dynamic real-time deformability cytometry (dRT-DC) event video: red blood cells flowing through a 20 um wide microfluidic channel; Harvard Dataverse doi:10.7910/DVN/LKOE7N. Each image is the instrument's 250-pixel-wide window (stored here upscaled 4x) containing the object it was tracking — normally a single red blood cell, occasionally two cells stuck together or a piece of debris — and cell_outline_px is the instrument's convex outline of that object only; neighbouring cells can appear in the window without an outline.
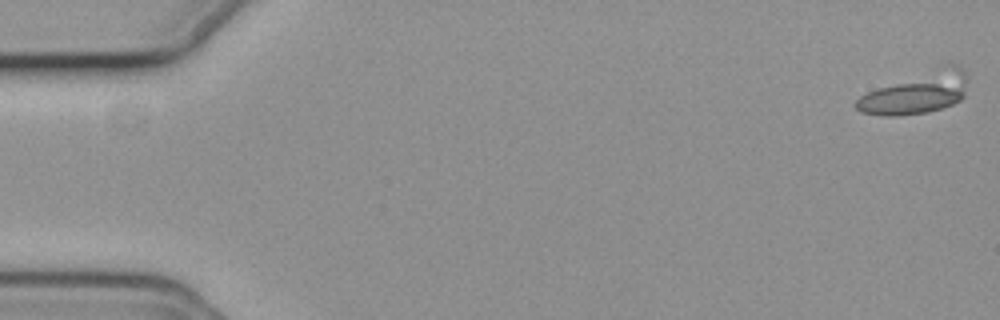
{"species": "common noctule bat (a hibernating species)", "species_latin": "Nyctalus noctula", "temperature_condition": "cold", "stored_images_in_passage": 19, "camera_frame_rate_fps": 3000, "um_per_image_px": 0.085, "animal": {"sex": "female", "body_mass_g": 19.3, "forearm_length_mm": 54.1}, "frame": {"image": 1, "passage_image": 1, "time_ms": 0.0, "image_size_px": [1000, 320], "cell_outline_px": [[968, 80], [964, 96], [960, 100], [952, 104], [928, 112], [900, 116], [884, 116], [860, 112], [852, 104], [860, 96], [876, 88], [948, 64], [960, 64], [968, 76]], "centroid_in_image_um": [77.9, 7.91], "position_along_channel_um": 7.1, "area_um2": 26.93}}
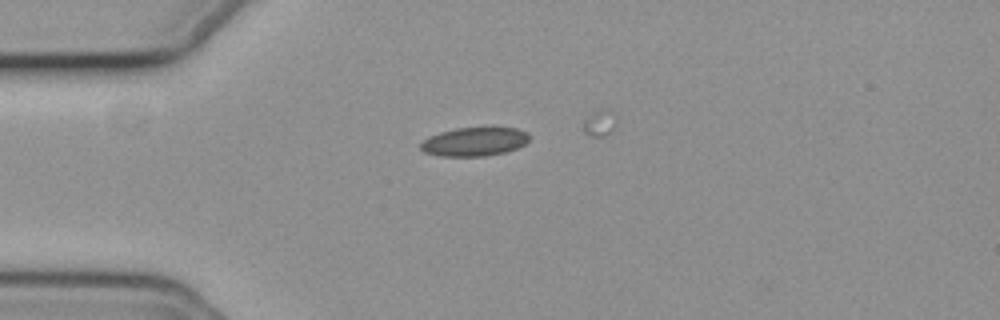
{"frame": {"image": 2, "passage_image": 14, "time_ms": 4.333, "image_size_px": [1000, 320], "cell_outline_px": [[532, 136], [524, 144], [516, 148], [504, 152], [484, 156], [440, 156], [424, 152], [420, 148], [420, 144], [428, 136], [440, 132], [456, 128], [516, 128], [528, 132]], "centroid_in_image_um": [40.32, 12.04], "position_along_channel_um": 44.7, "area_um2": 18.15}}